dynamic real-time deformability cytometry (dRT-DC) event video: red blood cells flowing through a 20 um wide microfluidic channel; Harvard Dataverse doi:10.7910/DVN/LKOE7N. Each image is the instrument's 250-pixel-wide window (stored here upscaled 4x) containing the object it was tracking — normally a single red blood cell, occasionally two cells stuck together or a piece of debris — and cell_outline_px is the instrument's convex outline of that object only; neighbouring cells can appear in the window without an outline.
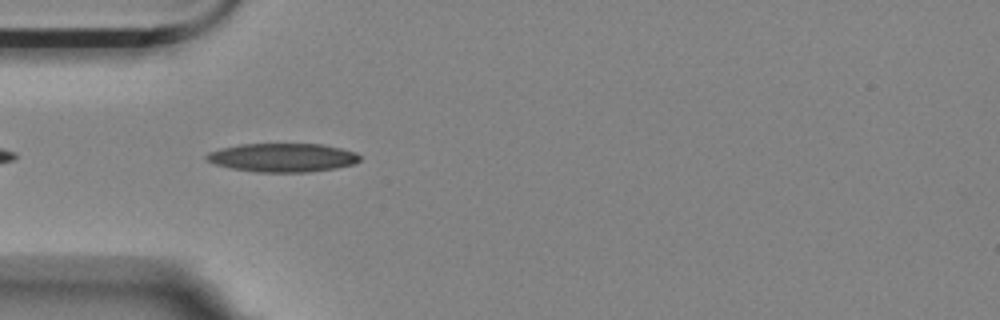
{"species": "Egyptian fruit bat (a non-hibernating species)", "species_latin": "Rousettus aegyptiacus", "temperature_condition": "room temperature", "stored_images_in_passage": 27, "camera_frame_rate_fps": 3000, "um_per_image_px": 0.085, "animal": {"sex": "female"}, "frame": {"image": 1, "passage_image": 3, "time_ms": 0.667, "image_size_px": [1000, 320], "cell_outline_px": [[360, 160], [352, 164], [336, 168], [308, 172], [256, 172], [232, 168], [216, 164], [208, 160], [204, 156], [208, 152], [220, 148], [240, 144], [320, 144], [340, 148], [356, 152], [360, 156]], "centroid_in_image_um": [24.01, 13.39], "position_along_channel_um": 61.0, "area_um2": 25.49}}
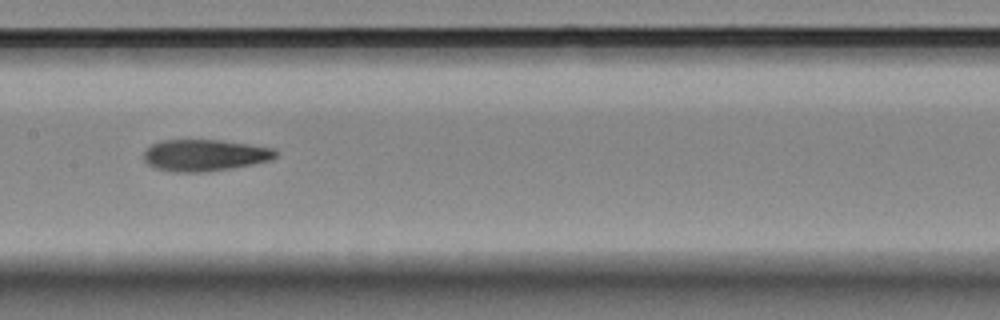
{"frame": {"image": 2, "passage_image": 14, "time_ms": 4.333, "image_size_px": [1000, 320], "cell_outline_px": [[276, 156], [272, 160], [252, 164], [204, 172], [176, 172], [156, 168], [148, 164], [144, 160], [144, 152], [152, 144], [160, 140], [220, 140], [248, 144], [272, 148], [276, 152]], "centroid_in_image_um": [17.38, 13.19], "position_along_channel_um": 190.0, "area_um2": 24.04}}
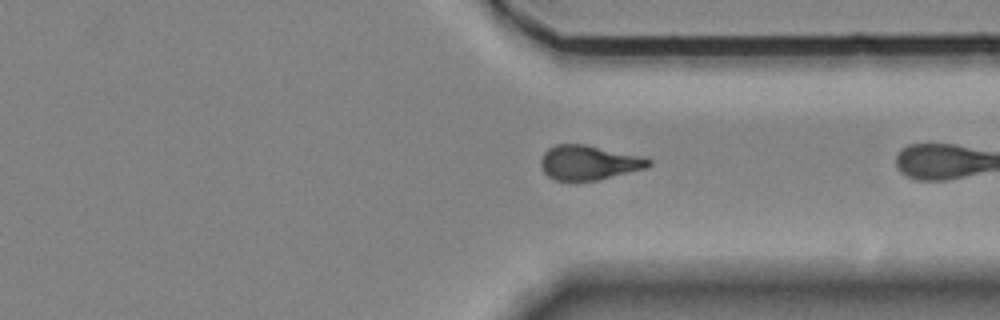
{"frame": {"image": 3, "passage_image": 26, "time_ms": 8.333, "image_size_px": [1000, 320], "cell_outline_px": [[652, 164], [644, 168], [596, 180], [556, 180], [548, 176], [544, 172], [540, 164], [540, 160], [544, 152], [548, 148], [556, 144], [584, 144], [648, 156], [652, 160]], "centroid_in_image_um": [50.07, 13.79], "position_along_channel_um": 361.3, "area_um2": 21.79}}